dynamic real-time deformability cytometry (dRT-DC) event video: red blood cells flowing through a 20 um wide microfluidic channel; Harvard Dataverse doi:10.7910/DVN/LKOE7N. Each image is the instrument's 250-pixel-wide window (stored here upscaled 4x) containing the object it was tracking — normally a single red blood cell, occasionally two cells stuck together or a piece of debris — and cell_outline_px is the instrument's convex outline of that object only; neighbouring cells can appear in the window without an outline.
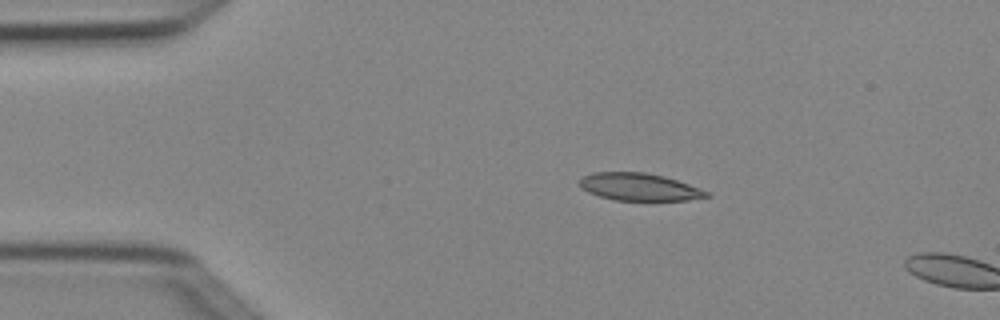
{"species": "Egyptian fruit bat (a non-hibernating species)", "species_latin": "Rousettus aegyptiacus", "temperature_condition": "cold", "stored_images_in_passage": 3, "camera_frame_rate_fps": 3000, "um_per_image_px": 0.085, "animal": {"sex": "female"}, "frame": {"image": 1, "passage_image": 2, "time_ms": 0.333, "image_size_px": [1000, 320], "cell_outline_px": [[712, 196], [688, 200], [612, 200], [588, 192], [580, 188], [576, 184], [584, 176], [592, 172], [644, 172], [664, 176], [700, 188], [708, 192]], "centroid_in_image_um": [54.3, 15.89], "position_along_channel_um": 30.7, "area_um2": 20.35}}